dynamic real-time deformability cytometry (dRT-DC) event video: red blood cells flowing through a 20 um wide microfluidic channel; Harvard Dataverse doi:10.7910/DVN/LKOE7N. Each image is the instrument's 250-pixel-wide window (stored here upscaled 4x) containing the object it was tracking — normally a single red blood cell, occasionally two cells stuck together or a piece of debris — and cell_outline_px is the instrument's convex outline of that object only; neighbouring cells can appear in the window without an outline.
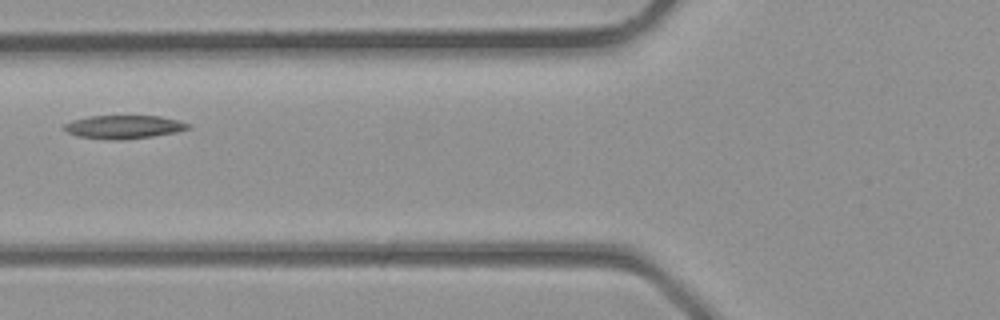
{"species": "common noctule bat (a hibernating species)", "species_latin": "Nyctalus noctula", "temperature_condition": "room temperature", "stored_images_in_passage": 5, "camera_frame_rate_fps": 3000, "um_per_image_px": 0.085, "animal": {"sex": "male", "body_mass_g": 23.1, "forearm_length_mm": 52.7}, "frame": {"image": 1, "passage_image": 5, "time_ms": 1.333, "image_size_px": [1000, 320], "cell_outline_px": [[192, 128], [176, 132], [152, 136], [120, 140], [116, 140], [76, 136], [68, 132], [64, 128], [64, 124], [72, 120], [88, 116], [160, 116], [176, 120], [188, 124]], "centroid_in_image_um": [10.5, 10.78], "position_along_channel_um": 115.3, "area_um2": 16.7}}